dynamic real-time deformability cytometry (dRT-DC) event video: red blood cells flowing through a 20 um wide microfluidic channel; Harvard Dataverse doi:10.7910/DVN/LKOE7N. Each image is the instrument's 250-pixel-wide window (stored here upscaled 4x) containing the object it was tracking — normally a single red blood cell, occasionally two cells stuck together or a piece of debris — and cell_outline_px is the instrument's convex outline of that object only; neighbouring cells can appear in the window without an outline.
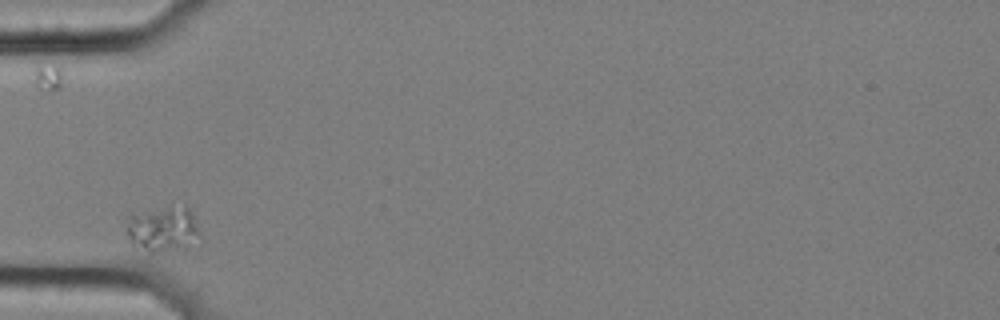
{"species": "common noctule bat (a hibernating species)", "species_latin": "Nyctalus noctula", "temperature_condition": "cold", "stored_images_in_passage": 3, "camera_frame_rate_fps": 3000, "um_per_image_px": 0.085, "animal": {"sex": "female", "body_mass_g": 25.1}, "frame": {"image": 1, "passage_image": 1, "time_ms": 0.0, "image_size_px": [1000, 320], "cell_outline_px": [[204, 240], [196, 248], [156, 252], [148, 252], [132, 240], [128, 232], [128, 216], [136, 212], [168, 204], [184, 204], [192, 212]], "centroid_in_image_um": [14.03, 19.44], "position_along_channel_um": 71.0, "area_um2": 20.52}}
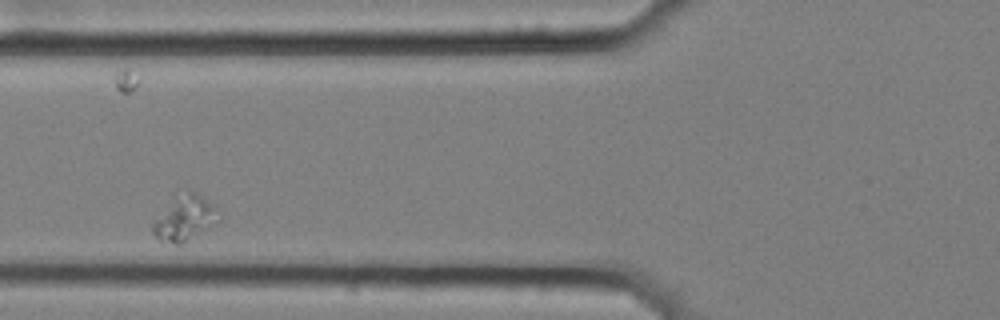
{"frame": {"image": 2, "passage_image": 2, "time_ms": 0.333, "image_size_px": [1000, 320], "cell_outline_px": [[220, 220], [184, 244], [176, 244], [160, 240], [152, 232], [152, 224], [176, 200], [188, 192], [196, 192], [216, 208], [220, 212]], "centroid_in_image_um": [15.78, 18.64], "position_along_channel_um": 110.0, "area_um2": 16.24}}